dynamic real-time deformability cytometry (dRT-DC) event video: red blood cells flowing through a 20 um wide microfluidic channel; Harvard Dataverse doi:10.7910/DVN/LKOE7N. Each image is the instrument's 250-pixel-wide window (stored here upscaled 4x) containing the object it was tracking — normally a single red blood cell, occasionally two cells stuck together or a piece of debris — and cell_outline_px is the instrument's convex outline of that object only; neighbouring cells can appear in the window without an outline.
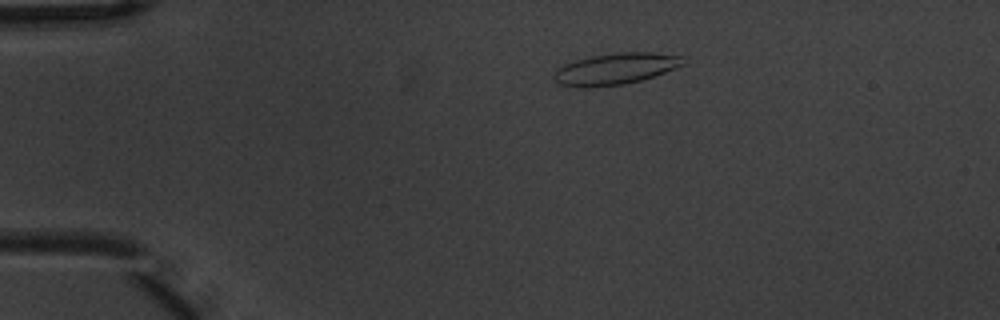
{"species": "common noctule bat (a hibernating species)", "species_latin": "Nyctalus noctula", "temperature_condition": "warm", "stored_images_in_passage": 6, "camera_frame_rate_fps": 3000, "um_per_image_px": 0.085, "animal": {"sex": "male", "body_mass_g": 20.1, "forearm_length_mm": 53.5}, "frame": {"image": 1, "passage_image": 6, "time_ms": 1.667, "image_size_px": [1000, 320], "cell_outline_px": [[688, 60], [684, 64], [664, 72], [640, 80], [624, 84], [588, 88], [584, 88], [560, 84], [552, 76], [564, 64], [576, 60], [592, 56], [620, 52], [652, 52], [684, 56]], "centroid_in_image_um": [52.35, 5.84], "position_along_channel_um": 32.6, "area_um2": 23.47}}